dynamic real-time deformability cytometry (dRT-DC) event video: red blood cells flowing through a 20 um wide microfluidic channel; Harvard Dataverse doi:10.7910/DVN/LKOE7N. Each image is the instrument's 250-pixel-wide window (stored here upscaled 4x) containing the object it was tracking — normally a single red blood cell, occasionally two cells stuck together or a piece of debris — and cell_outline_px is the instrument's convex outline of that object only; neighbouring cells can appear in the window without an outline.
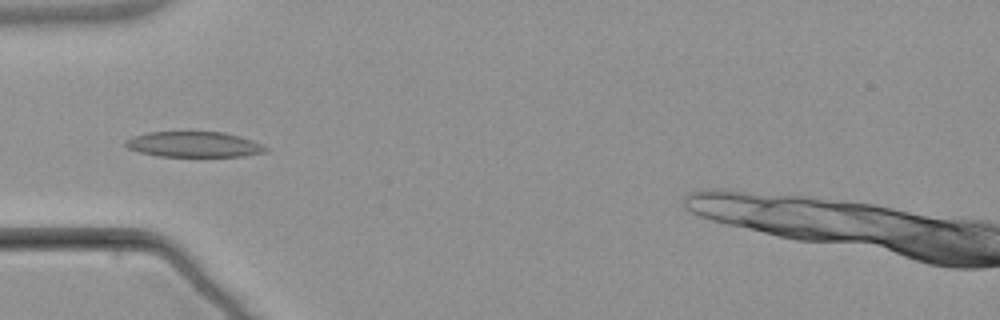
{"species": "common noctule bat (a hibernating species)", "species_latin": "Nyctalus noctula", "temperature_condition": "warm", "stored_images_in_passage": 6, "camera_frame_rate_fps": 3000, "um_per_image_px": 0.085, "animal": {"sex": "male", "body_mass_g": 21.5, "forearm_length_mm": 52.0}, "frame": {"image": 1, "passage_image": 4, "time_ms": 3.667, "image_size_px": [1000, 320], "cell_outline_px": [[268, 148], [264, 152], [244, 156], [156, 156], [140, 152], [128, 148], [124, 144], [124, 140], [132, 136], [148, 132], [224, 132], [252, 140]], "centroid_in_image_um": [16.43, 12.27], "position_along_channel_um": 68.6, "area_um2": 20.69}}
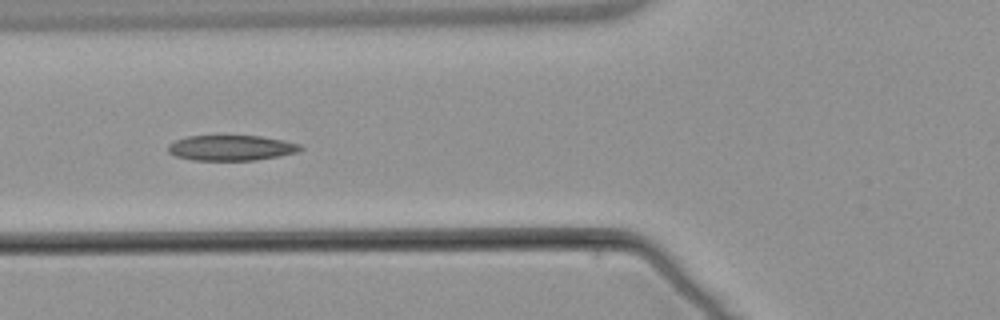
{"frame": {"image": 2, "passage_image": 5, "time_ms": 4.667, "image_size_px": [1000, 320], "cell_outline_px": [[304, 148], [296, 152], [280, 156], [256, 160], [192, 160], [176, 156], [168, 152], [168, 144], [176, 140], [188, 136], [260, 136], [284, 140], [300, 144]], "centroid_in_image_um": [19.66, 12.57], "position_along_channel_um": 106.1, "area_um2": 19.54}}